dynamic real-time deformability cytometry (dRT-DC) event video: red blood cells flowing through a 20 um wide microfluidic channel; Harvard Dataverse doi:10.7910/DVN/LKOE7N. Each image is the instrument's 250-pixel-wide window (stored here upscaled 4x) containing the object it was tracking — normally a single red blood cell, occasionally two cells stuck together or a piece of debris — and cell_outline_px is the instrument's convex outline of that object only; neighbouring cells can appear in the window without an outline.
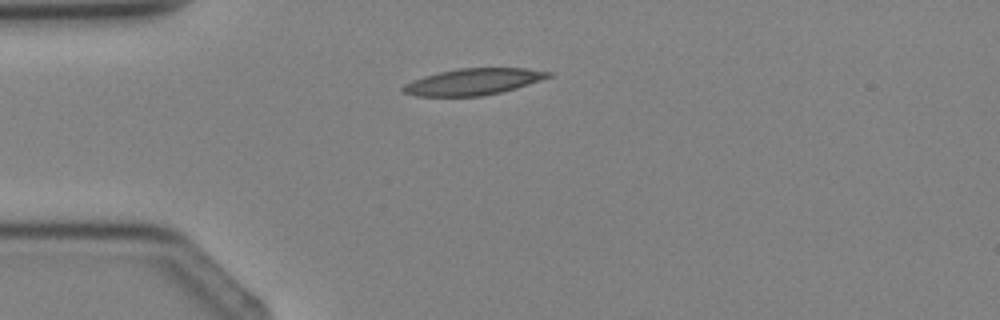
{"species": "Egyptian fruit bat (a non-hibernating species)", "species_latin": "Rousettus aegyptiacus", "temperature_condition": "cold", "stored_images_in_passage": 2, "camera_frame_rate_fps": 3000, "um_per_image_px": 0.085, "animal": {"sex": "female"}, "frame": {"image": 1, "passage_image": 2, "time_ms": 1.0, "image_size_px": [1000, 320], "cell_outline_px": [[552, 76], [516, 88], [500, 92], [480, 96], [416, 96], [404, 92], [400, 88], [404, 84], [412, 80], [424, 76], [440, 72], [460, 68], [524, 68], [552, 72]], "centroid_in_image_um": [40.2, 6.94], "position_along_channel_um": 44.8, "area_um2": 22.2}}